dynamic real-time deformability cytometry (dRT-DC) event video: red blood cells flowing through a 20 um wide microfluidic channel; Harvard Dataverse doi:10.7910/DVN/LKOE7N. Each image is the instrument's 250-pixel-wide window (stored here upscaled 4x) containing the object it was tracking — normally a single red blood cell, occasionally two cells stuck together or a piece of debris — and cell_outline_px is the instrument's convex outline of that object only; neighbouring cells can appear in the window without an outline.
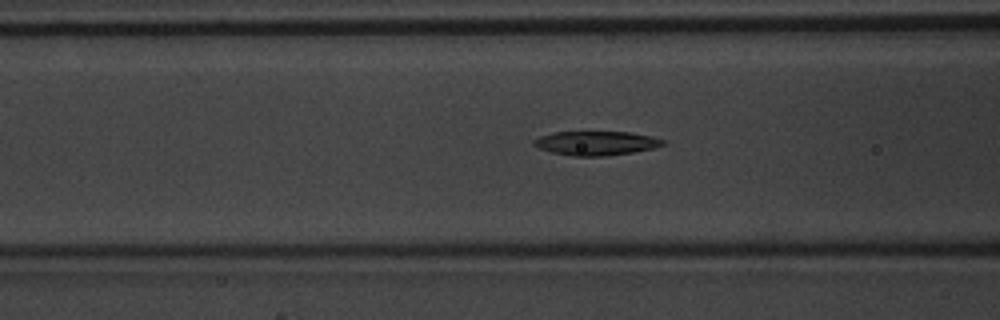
{"species": "common noctule bat (a hibernating species)", "species_latin": "Nyctalus noctula", "temperature_condition": "warm", "stored_images_in_passage": 34, "camera_frame_rate_fps": 3000, "um_per_image_px": 0.085, "animal": {"sex": "male", "body_mass_g": 20.1, "forearm_length_mm": 53.5}, "frame": {"image": 1, "passage_image": 11, "time_ms": 3.333, "image_size_px": [1000, 320], "cell_outline_px": [[668, 144], [652, 148], [632, 152], [608, 156], [572, 156], [552, 152], [540, 148], [532, 144], [532, 140], [540, 136], [552, 132], [628, 132], [652, 136], [668, 140]], "centroid_in_image_um": [50.7, 12.16], "position_along_channel_um": 115.9, "area_um2": 18.26}}
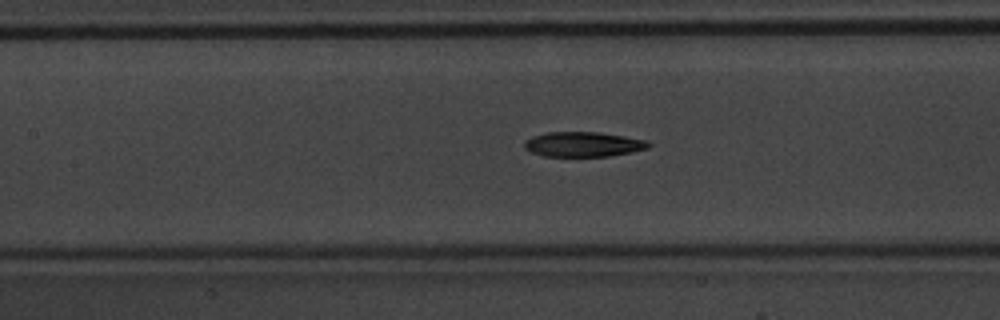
{"frame": {"image": 2, "passage_image": 14, "time_ms": 4.333, "image_size_px": [1000, 320], "cell_outline_px": [[652, 144], [648, 148], [632, 152], [608, 156], [544, 156], [532, 152], [524, 148], [524, 140], [532, 136], [548, 132], [600, 132], [648, 140]], "centroid_in_image_um": [49.59, 12.26], "position_along_channel_um": 157.8, "area_um2": 18.09}}
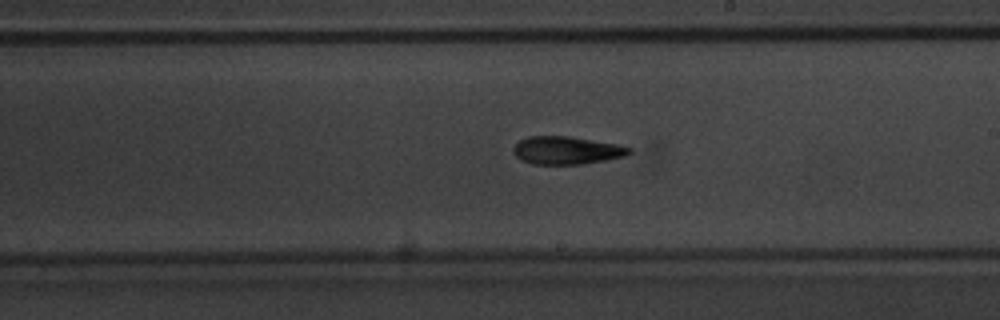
{"frame": {"image": 3, "passage_image": 20, "time_ms": 6.333, "image_size_px": [1000, 320], "cell_outline_px": [[632, 152], [624, 156], [584, 164], [532, 164], [520, 160], [512, 152], [512, 148], [520, 140], [528, 136], [568, 136], [620, 144], [632, 148]], "centroid_in_image_um": [48.15, 12.78], "position_along_channel_um": 240.8, "area_um2": 18.96}, "authors_computed_cell_mechanics": {"area_um2": 18.7272, "velocity_mm_per_s": 4.1598, "shape_relaxation_time_tau1_ms": 3.8833, "shape_relaxation_time_tau2_ms": 10.266, "deformation_change_tau1": 0.1376, "deformation_change_tau2": 0.2765}}